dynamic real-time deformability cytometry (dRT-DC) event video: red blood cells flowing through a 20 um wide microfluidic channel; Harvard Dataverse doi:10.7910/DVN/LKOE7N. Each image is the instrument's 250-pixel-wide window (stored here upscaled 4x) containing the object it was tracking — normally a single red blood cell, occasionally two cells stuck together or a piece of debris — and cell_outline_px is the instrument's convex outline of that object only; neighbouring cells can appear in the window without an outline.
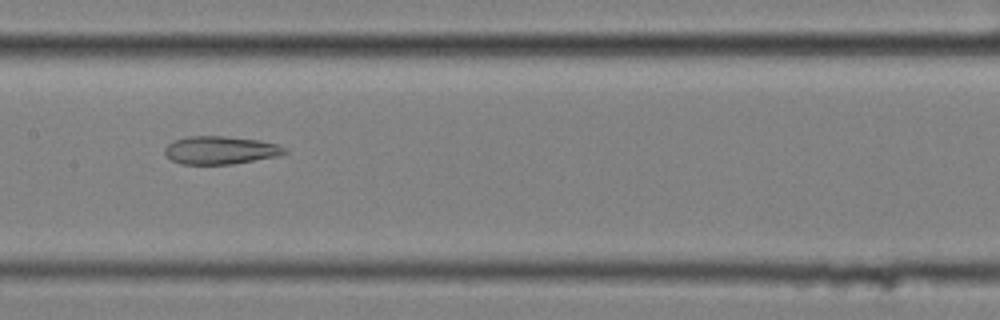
{"species": "common noctule bat (a hibernating species)", "species_latin": "Nyctalus noctula", "temperature_condition": "cold", "stored_images_in_passage": 6, "camera_frame_rate_fps": 3000, "um_per_image_px": 0.085, "animal": {"sex": "female", "body_mass_g": 25.1}, "frame": {"image": 1, "passage_image": 6, "time_ms": 1.667, "image_size_px": [1000, 320], "cell_outline_px": [[288, 152], [276, 156], [232, 164], [180, 164], [172, 160], [164, 152], [164, 148], [172, 140], [188, 136], [224, 136], [256, 140], [276, 144], [284, 148]], "centroid_in_image_um": [18.67, 12.76], "position_along_channel_um": 188.7, "area_um2": 19.36}}